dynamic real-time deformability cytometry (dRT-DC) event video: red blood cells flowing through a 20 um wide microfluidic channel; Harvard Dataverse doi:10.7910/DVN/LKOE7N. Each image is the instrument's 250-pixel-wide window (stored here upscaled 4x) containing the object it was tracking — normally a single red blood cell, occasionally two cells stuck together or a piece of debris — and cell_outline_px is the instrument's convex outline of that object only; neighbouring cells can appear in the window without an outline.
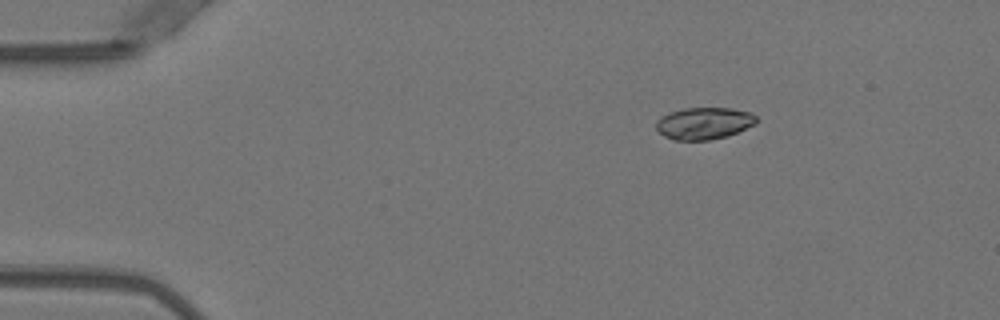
{"species": "Egyptian fruit bat (a non-hibernating species)", "species_latin": "Rousettus aegyptiacus", "temperature_condition": "warm", "stored_images_in_passage": 16, "camera_frame_rate_fps": 3000, "um_per_image_px": 0.085, "animal": {"sex": "female"}, "frame": {"image": 1, "passage_image": 1, "time_ms": 0.0, "image_size_px": [1000, 320], "cell_outline_px": [[756, 124], [728, 136], [708, 140], [672, 140], [664, 136], [656, 128], [656, 120], [660, 116], [668, 112], [684, 108], [732, 108], [752, 112], [756, 116]], "centroid_in_image_um": [59.83, 10.47], "position_along_channel_um": 25.2, "area_um2": 18.9}}
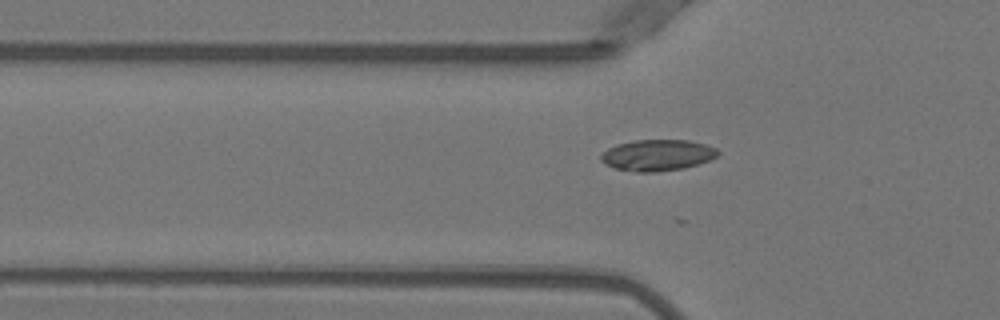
{"frame": {"image": 2, "passage_image": 10, "time_ms": 3.0, "image_size_px": [1000, 320], "cell_outline_px": [[720, 152], [716, 156], [700, 164], [684, 168], [656, 172], [636, 172], [616, 168], [600, 160], [600, 156], [608, 148], [616, 144], [636, 140], [688, 140], [704, 144], [716, 148]], "centroid_in_image_um": [55.89, 13.19], "position_along_channel_um": 69.9, "area_um2": 21.15}}
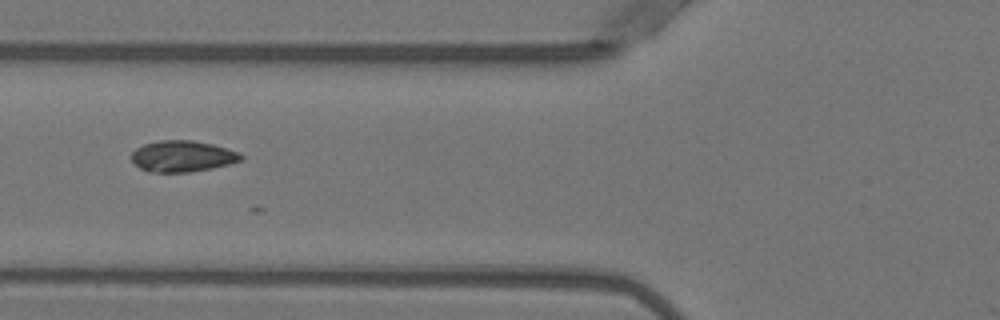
{"frame": {"image": 3, "passage_image": 13, "time_ms": 4.0, "image_size_px": [1000, 320], "cell_outline_px": [[244, 156], [240, 160], [228, 164], [212, 168], [188, 172], [148, 172], [140, 168], [128, 156], [136, 148], [144, 144], [160, 140], [192, 140], [212, 144], [228, 148], [240, 152]], "centroid_in_image_um": [15.49, 13.27], "position_along_channel_um": 110.3, "area_um2": 20.0}}